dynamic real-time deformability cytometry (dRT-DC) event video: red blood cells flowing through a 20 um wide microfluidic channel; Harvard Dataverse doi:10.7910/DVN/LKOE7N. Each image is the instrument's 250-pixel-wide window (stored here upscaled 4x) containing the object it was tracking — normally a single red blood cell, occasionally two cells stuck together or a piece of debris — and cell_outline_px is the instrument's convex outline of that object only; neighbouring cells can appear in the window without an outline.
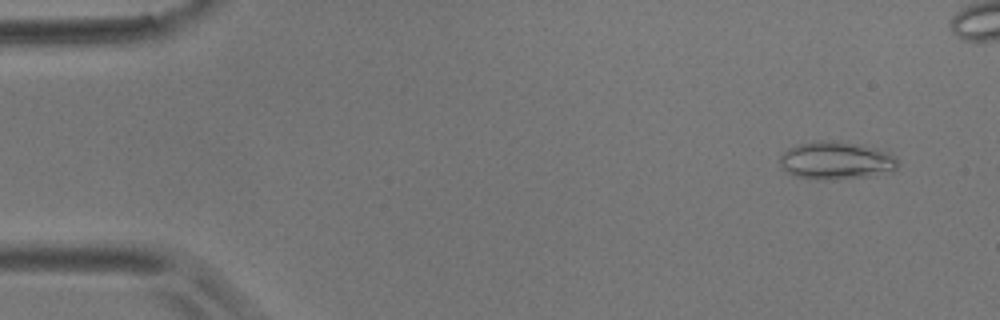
{"species": "common noctule bat (a hibernating species)", "species_latin": "Nyctalus noctula", "temperature_condition": "room temperature", "stored_images_in_passage": 50, "camera_frame_rate_fps": 3000, "um_per_image_px": 0.085, "animal": {"sex": "male", "body_mass_g": 17.9}, "frame": {"image": 1, "passage_image": 4, "time_ms": 1.0, "image_size_px": [1000, 320], "cell_outline_px": [[896, 168], [892, 172], [864, 176], [828, 180], [816, 180], [792, 176], [784, 172], [780, 168], [780, 156], [788, 148], [800, 144], [816, 140], [840, 140], [876, 148], [888, 152], [896, 156]], "centroid_in_image_um": [71.01, 13.64], "position_along_channel_um": 14.0, "area_um2": 26.36}}
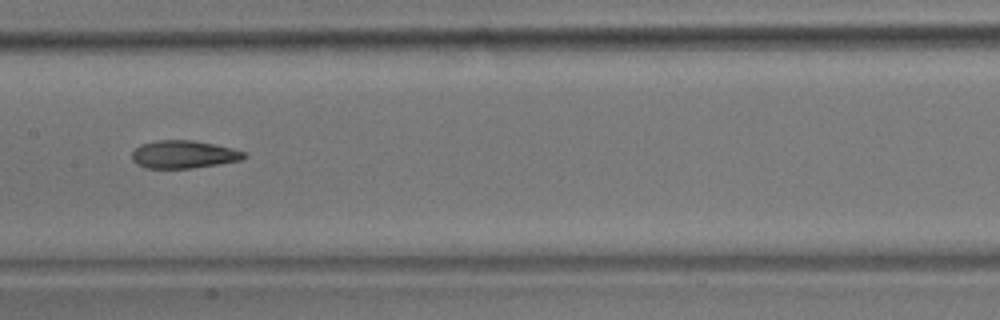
{"frame": {"image": 2, "passage_image": 28, "time_ms": 9.0, "image_size_px": [1000, 320], "cell_outline_px": [[248, 156], [240, 160], [192, 168], [144, 168], [136, 164], [132, 160], [132, 152], [140, 144], [160, 140], [192, 140], [232, 148], [248, 152]], "centroid_in_image_um": [15.6, 13.12], "position_along_channel_um": 191.8, "area_um2": 18.15}}
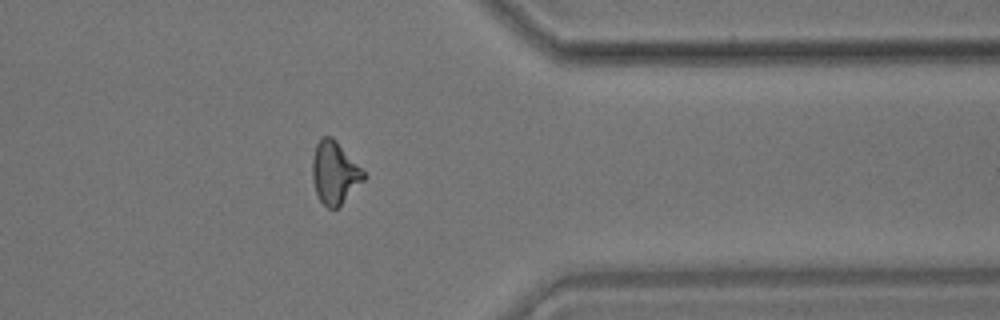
{"frame": {"image": 3, "passage_image": 45, "time_ms": 14.667, "image_size_px": [1000, 320], "cell_outline_px": [[368, 176], [336, 208], [328, 208], [320, 200], [316, 192], [312, 176], [312, 156], [316, 144], [324, 136], [332, 136], [336, 140]], "centroid_in_image_um": [28.43, 14.66], "position_along_channel_um": 383.0, "area_um2": 18.38}}